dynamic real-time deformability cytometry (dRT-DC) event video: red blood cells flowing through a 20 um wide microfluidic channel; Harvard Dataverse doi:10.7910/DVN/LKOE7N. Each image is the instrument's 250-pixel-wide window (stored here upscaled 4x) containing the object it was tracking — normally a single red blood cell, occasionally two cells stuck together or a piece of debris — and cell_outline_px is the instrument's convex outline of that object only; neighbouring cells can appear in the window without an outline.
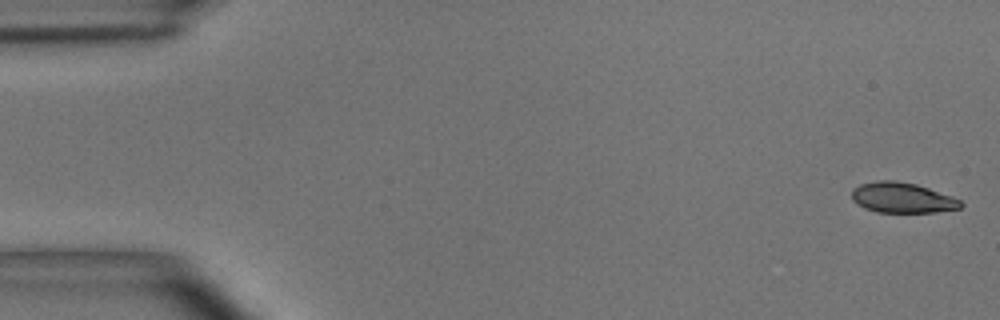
{"species": "common noctule bat (a hibernating species)", "species_latin": "Nyctalus noctula", "temperature_condition": "room temperature", "stored_images_in_passage": 10, "camera_frame_rate_fps": 3000, "um_per_image_px": 0.085, "animal": {"sex": "male", "body_mass_g": 15.6}, "frame": {"image": 1, "passage_image": 1, "time_ms": 0.0, "image_size_px": [1000, 320], "cell_outline_px": [[964, 204], [960, 208], [936, 212], [876, 212], [864, 208], [856, 204], [852, 200], [852, 188], [860, 184], [876, 180], [892, 180], [916, 184], [952, 196], [960, 200]], "centroid_in_image_um": [76.66, 16.8], "position_along_channel_um": 8.3, "area_um2": 19.36}}